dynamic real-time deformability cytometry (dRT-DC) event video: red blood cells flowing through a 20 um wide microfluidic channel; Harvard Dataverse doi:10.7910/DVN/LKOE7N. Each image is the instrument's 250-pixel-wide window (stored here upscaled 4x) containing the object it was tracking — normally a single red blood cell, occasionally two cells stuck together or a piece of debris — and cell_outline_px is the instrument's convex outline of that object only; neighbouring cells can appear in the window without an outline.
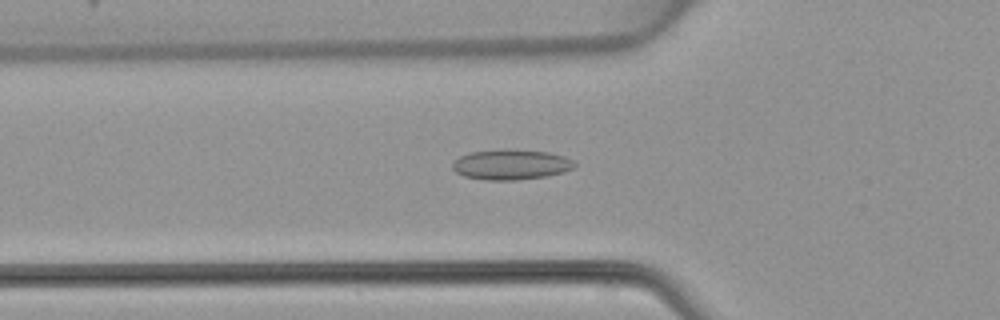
{"species": "common noctule bat (a hibernating species)", "species_latin": "Nyctalus noctula", "temperature_condition": "warm", "stored_images_in_passage": 47, "camera_frame_rate_fps": 3000, "um_per_image_px": 0.085, "animal": {"sex": "female", "body_mass_g": 22.7, "forearm_length_mm": 54.2}, "frame": {"image": 1, "passage_image": 16, "time_ms": 5.0, "image_size_px": [1000, 320], "cell_outline_px": [[576, 164], [572, 168], [564, 172], [548, 176], [516, 180], [484, 180], [464, 176], [456, 172], [452, 168], [452, 164], [460, 156], [472, 152], [504, 148], [516, 148], [548, 152], [564, 156], [572, 160]], "centroid_in_image_um": [43.44, 13.97], "position_along_channel_um": 82.4, "area_um2": 21.79}}
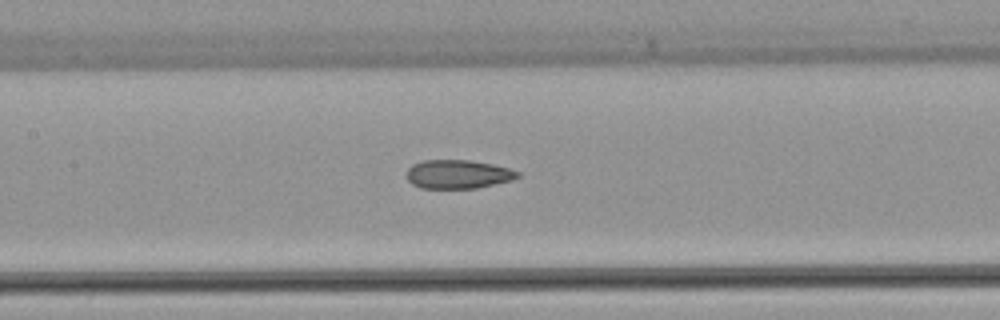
{"frame": {"image": 2, "passage_image": 22, "time_ms": 7.0, "image_size_px": [1000, 320], "cell_outline_px": [[520, 176], [512, 180], [476, 188], [420, 188], [412, 184], [408, 180], [408, 168], [412, 164], [424, 160], [468, 160], [492, 164], [508, 168], [520, 172]], "centroid_in_image_um": [38.93, 14.81], "position_along_channel_um": 168.5, "area_um2": 18.5}}
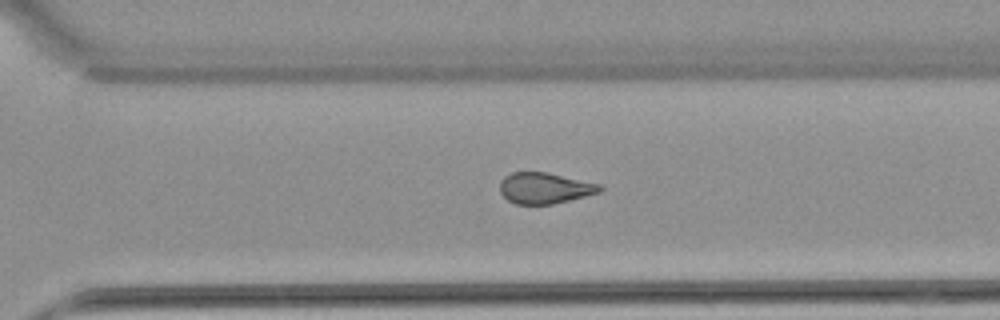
{"frame": {"image": 3, "passage_image": 33, "time_ms": 10.667, "image_size_px": [1000, 320], "cell_outline_px": [[604, 188], [600, 192], [552, 204], [516, 204], [508, 200], [500, 192], [500, 180], [504, 176], [512, 172], [548, 172], [600, 184]], "centroid_in_image_um": [46.28, 15.97], "position_along_channel_um": 324.3, "area_um2": 18.03}}